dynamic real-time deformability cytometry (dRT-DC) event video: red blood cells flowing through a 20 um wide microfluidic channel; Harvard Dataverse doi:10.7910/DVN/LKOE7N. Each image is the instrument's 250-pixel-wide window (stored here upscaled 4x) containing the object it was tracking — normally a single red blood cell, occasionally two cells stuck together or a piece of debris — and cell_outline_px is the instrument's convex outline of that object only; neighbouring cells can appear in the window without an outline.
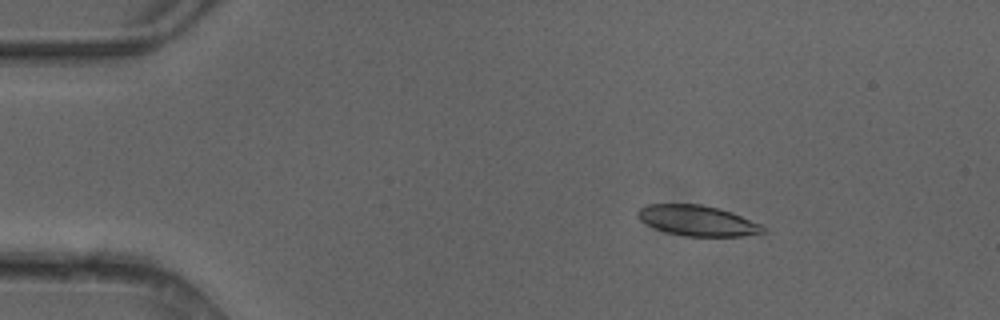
{"species": "common noctule bat (a hibernating species)", "species_latin": "Nyctalus noctula", "temperature_condition": "cold", "stored_images_in_passage": 5, "camera_frame_rate_fps": 3000, "um_per_image_px": 0.085, "animal": {"sex": "female"}, "frame": {"image": 1, "passage_image": 3, "time_ms": 0.667, "image_size_px": [1000, 320], "cell_outline_px": [[768, 232], [740, 236], [684, 236], [668, 232], [656, 228], [640, 220], [636, 212], [640, 208], [648, 204], [700, 204], [720, 208], [732, 212], [760, 224]], "centroid_in_image_um": [59.3, 18.74], "position_along_channel_um": 25.7, "area_um2": 22.08}}
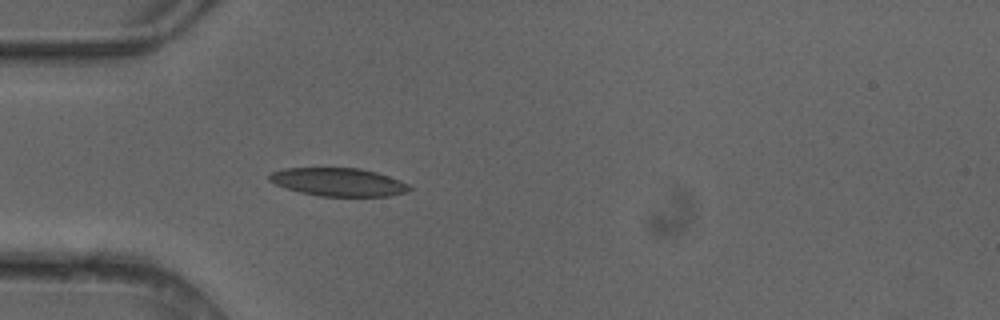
{"frame": {"image": 2, "passage_image": 5, "time_ms": 1.333, "image_size_px": [1000, 320], "cell_outline_px": [[412, 188], [404, 192], [388, 196], [320, 196], [300, 192], [284, 188], [268, 180], [268, 176], [272, 172], [284, 168], [360, 168], [376, 172], [388, 176], [408, 184]], "centroid_in_image_um": [28.72, 15.47], "position_along_channel_um": 56.3, "area_um2": 22.83}}